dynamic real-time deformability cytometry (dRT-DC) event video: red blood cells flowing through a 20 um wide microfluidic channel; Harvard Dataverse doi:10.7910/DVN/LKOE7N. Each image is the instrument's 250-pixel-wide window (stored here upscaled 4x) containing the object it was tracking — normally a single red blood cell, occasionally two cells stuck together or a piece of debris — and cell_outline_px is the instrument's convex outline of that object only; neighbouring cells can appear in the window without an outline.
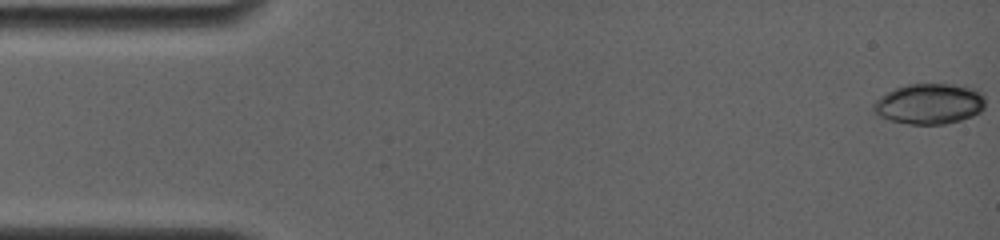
{"species": "common noctule bat (a hibernating species)", "species_latin": "Nyctalus noctula", "temperature_condition": "room temperature", "stored_images_in_passage": 6, "camera_frame_rate_fps": 4000, "um_per_image_px": 0.085, "animal": {"sex": "female", "body_mass_g": 19.0, "forearm_length_mm": 56.7}, "frame": {"image": 1, "passage_image": 1, "time_ms": 0.0, "image_size_px": [1000, 240], "cell_outline_px": [[984, 108], [980, 112], [972, 116], [960, 120], [944, 124], [908, 124], [888, 120], [872, 112], [872, 104], [880, 96], [896, 88], [908, 84], [964, 84], [980, 92], [984, 96]], "centroid_in_image_um": [78.99, 8.82], "position_along_channel_um": 6.0, "area_um2": 26.65}}
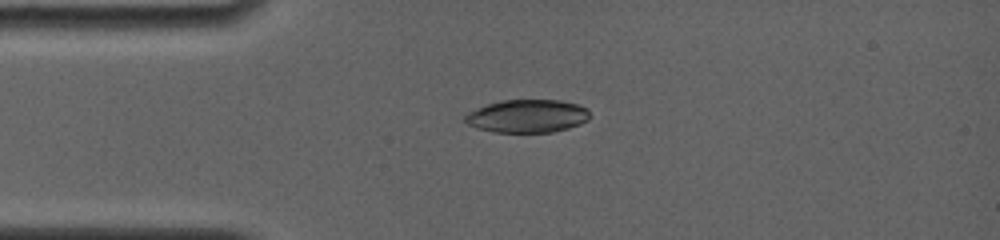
{"frame": {"image": 2, "passage_image": 5, "time_ms": 3.75, "image_size_px": [1000, 240], "cell_outline_px": [[588, 120], [580, 124], [568, 128], [552, 132], [496, 132], [476, 128], [468, 124], [464, 120], [464, 116], [468, 112], [476, 108], [500, 100], [560, 100], [576, 104], [588, 108]], "centroid_in_image_um": [44.8, 9.86], "position_along_channel_um": 40.2, "area_um2": 23.99}}